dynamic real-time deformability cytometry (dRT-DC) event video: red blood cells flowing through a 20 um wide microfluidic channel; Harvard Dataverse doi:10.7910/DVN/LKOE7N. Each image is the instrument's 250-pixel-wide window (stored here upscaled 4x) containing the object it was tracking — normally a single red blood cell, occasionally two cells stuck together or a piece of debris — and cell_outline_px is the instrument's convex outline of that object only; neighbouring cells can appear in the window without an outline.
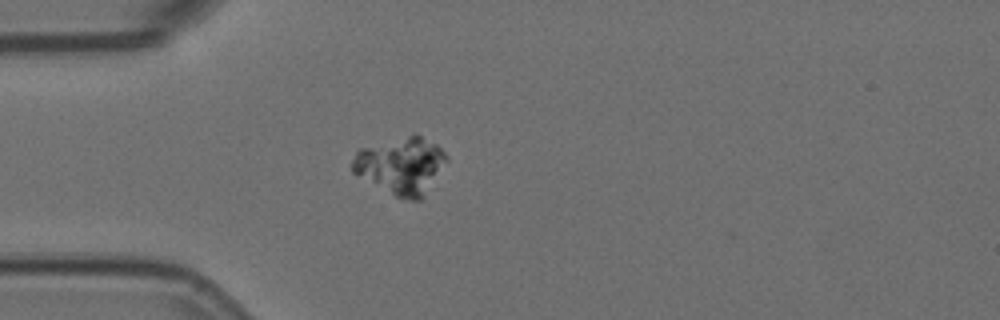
{"species": "Egyptian fruit bat (a non-hibernating species)", "species_latin": "Rousettus aegyptiacus", "temperature_condition": "room temperature", "stored_images_in_passage": 49, "camera_frame_rate_fps": 3000, "um_per_image_px": 0.085, "animal": {"sex": "female"}, "frame": {"image": 1, "passage_image": 8, "time_ms": 2.333, "image_size_px": [1000, 320], "cell_outline_px": [[448, 160], [424, 196], [420, 200], [408, 200], [396, 196], [352, 172], [352, 160], [356, 152], [360, 148], [408, 136], [420, 136], [436, 144], [448, 156]], "centroid_in_image_um": [34.1, 14.09], "position_along_channel_um": 50.9, "area_um2": 30.52}}